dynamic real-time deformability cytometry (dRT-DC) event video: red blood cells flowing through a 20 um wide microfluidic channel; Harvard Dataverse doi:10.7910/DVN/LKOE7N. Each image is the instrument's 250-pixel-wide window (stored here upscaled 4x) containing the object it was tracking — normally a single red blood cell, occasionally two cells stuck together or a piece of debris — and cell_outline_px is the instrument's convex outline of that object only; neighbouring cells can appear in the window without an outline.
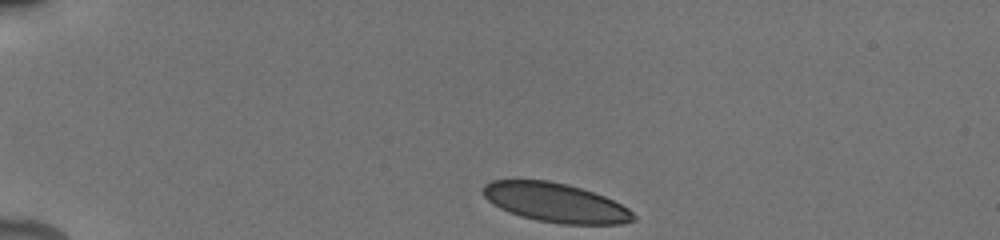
{"species": "human", "species_latin": "Homo sapiens", "temperature_condition": "cold", "stored_images_in_passage": 15, "camera_frame_rate_fps": 3000, "um_per_image_px": 0.085, "donor": {"sex": "male"}, "frame": {"image": 1, "passage_image": 1, "time_ms": 0.0, "image_size_px": [1000, 240], "cell_outline_px": [[636, 220], [620, 224], [560, 224], [536, 220], [520, 216], [508, 212], [492, 204], [484, 196], [484, 184], [492, 180], [548, 180], [568, 184], [604, 196], [628, 208], [636, 216]], "centroid_in_image_um": [47.21, 17.23], "position_along_channel_um": 37.8, "area_um2": 34.28}}
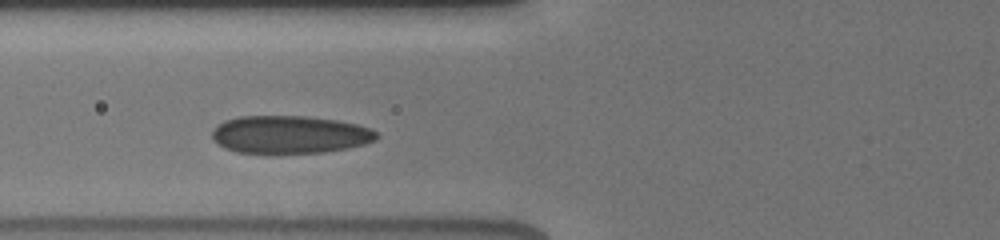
{"frame": {"image": 2, "passage_image": 14, "time_ms": 3.333, "image_size_px": [1000, 240], "cell_outline_px": [[380, 136], [376, 140], [364, 144], [348, 148], [324, 152], [272, 156], [236, 152], [224, 148], [212, 140], [212, 132], [216, 124], [224, 120], [240, 116], [304, 116], [336, 120], [356, 124], [368, 128], [376, 132]], "centroid_in_image_um": [24.56, 11.48], "position_along_channel_um": 101.2, "area_um2": 37.34}}